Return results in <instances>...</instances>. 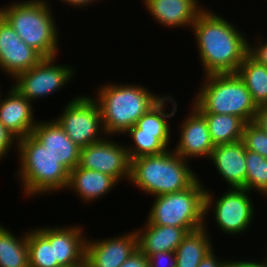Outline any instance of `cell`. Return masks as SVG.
I'll return each mask as SVG.
<instances>
[{"label": "cell", "mask_w": 267, "mask_h": 267, "mask_svg": "<svg viewBox=\"0 0 267 267\" xmlns=\"http://www.w3.org/2000/svg\"><path fill=\"white\" fill-rule=\"evenodd\" d=\"M206 7L192 25L204 75L237 73L249 51L246 33Z\"/></svg>", "instance_id": "1"}, {"label": "cell", "mask_w": 267, "mask_h": 267, "mask_svg": "<svg viewBox=\"0 0 267 267\" xmlns=\"http://www.w3.org/2000/svg\"><path fill=\"white\" fill-rule=\"evenodd\" d=\"M93 97L100 107L105 134H124L164 95H156L143 85H100Z\"/></svg>", "instance_id": "2"}, {"label": "cell", "mask_w": 267, "mask_h": 267, "mask_svg": "<svg viewBox=\"0 0 267 267\" xmlns=\"http://www.w3.org/2000/svg\"><path fill=\"white\" fill-rule=\"evenodd\" d=\"M187 162L172 148L159 155L133 159L129 182L154 197L182 191L198 179Z\"/></svg>", "instance_id": "3"}, {"label": "cell", "mask_w": 267, "mask_h": 267, "mask_svg": "<svg viewBox=\"0 0 267 267\" xmlns=\"http://www.w3.org/2000/svg\"><path fill=\"white\" fill-rule=\"evenodd\" d=\"M50 8L46 0L14 1L0 7V15L28 46L44 58L58 57L59 34Z\"/></svg>", "instance_id": "4"}, {"label": "cell", "mask_w": 267, "mask_h": 267, "mask_svg": "<svg viewBox=\"0 0 267 267\" xmlns=\"http://www.w3.org/2000/svg\"><path fill=\"white\" fill-rule=\"evenodd\" d=\"M203 79L193 98V106L201 114L233 115L245 123L254 121L257 106L237 73L208 74Z\"/></svg>", "instance_id": "5"}, {"label": "cell", "mask_w": 267, "mask_h": 267, "mask_svg": "<svg viewBox=\"0 0 267 267\" xmlns=\"http://www.w3.org/2000/svg\"><path fill=\"white\" fill-rule=\"evenodd\" d=\"M15 145L20 160L19 172L15 174L18 173L27 197L66 190L69 171L31 134L18 139Z\"/></svg>", "instance_id": "6"}, {"label": "cell", "mask_w": 267, "mask_h": 267, "mask_svg": "<svg viewBox=\"0 0 267 267\" xmlns=\"http://www.w3.org/2000/svg\"><path fill=\"white\" fill-rule=\"evenodd\" d=\"M200 179L190 187L154 197L147 223L186 228L193 232L205 227V187Z\"/></svg>", "instance_id": "7"}, {"label": "cell", "mask_w": 267, "mask_h": 267, "mask_svg": "<svg viewBox=\"0 0 267 267\" xmlns=\"http://www.w3.org/2000/svg\"><path fill=\"white\" fill-rule=\"evenodd\" d=\"M64 108L60 117L54 120L78 147L83 148L104 139L106 135L100 107L92 97L78 96Z\"/></svg>", "instance_id": "8"}, {"label": "cell", "mask_w": 267, "mask_h": 267, "mask_svg": "<svg viewBox=\"0 0 267 267\" xmlns=\"http://www.w3.org/2000/svg\"><path fill=\"white\" fill-rule=\"evenodd\" d=\"M250 193L245 189L229 188L216 201L210 190L205 191V217L213 209L215 224L224 233L241 234L248 229L254 219V206ZM214 207V208H213ZM209 210V211H208Z\"/></svg>", "instance_id": "9"}, {"label": "cell", "mask_w": 267, "mask_h": 267, "mask_svg": "<svg viewBox=\"0 0 267 267\" xmlns=\"http://www.w3.org/2000/svg\"><path fill=\"white\" fill-rule=\"evenodd\" d=\"M56 58H43L36 66L20 73L14 79V88L31 103L61 90L72 80L75 70L69 65L56 64Z\"/></svg>", "instance_id": "10"}, {"label": "cell", "mask_w": 267, "mask_h": 267, "mask_svg": "<svg viewBox=\"0 0 267 267\" xmlns=\"http://www.w3.org/2000/svg\"><path fill=\"white\" fill-rule=\"evenodd\" d=\"M109 138L80 149L78 166L113 177L117 182L130 179L131 160L127 149Z\"/></svg>", "instance_id": "11"}, {"label": "cell", "mask_w": 267, "mask_h": 267, "mask_svg": "<svg viewBox=\"0 0 267 267\" xmlns=\"http://www.w3.org/2000/svg\"><path fill=\"white\" fill-rule=\"evenodd\" d=\"M44 57L28 46L0 15V68L15 79L36 66Z\"/></svg>", "instance_id": "12"}, {"label": "cell", "mask_w": 267, "mask_h": 267, "mask_svg": "<svg viewBox=\"0 0 267 267\" xmlns=\"http://www.w3.org/2000/svg\"><path fill=\"white\" fill-rule=\"evenodd\" d=\"M113 238L86 240L85 259L89 267H120L137 249L135 230Z\"/></svg>", "instance_id": "13"}, {"label": "cell", "mask_w": 267, "mask_h": 267, "mask_svg": "<svg viewBox=\"0 0 267 267\" xmlns=\"http://www.w3.org/2000/svg\"><path fill=\"white\" fill-rule=\"evenodd\" d=\"M180 124V137L174 151L183 159L209 158L214 144L211 141L205 117L194 107Z\"/></svg>", "instance_id": "14"}, {"label": "cell", "mask_w": 267, "mask_h": 267, "mask_svg": "<svg viewBox=\"0 0 267 267\" xmlns=\"http://www.w3.org/2000/svg\"><path fill=\"white\" fill-rule=\"evenodd\" d=\"M31 135L69 172L79 163L78 147L53 119L37 122Z\"/></svg>", "instance_id": "15"}, {"label": "cell", "mask_w": 267, "mask_h": 267, "mask_svg": "<svg viewBox=\"0 0 267 267\" xmlns=\"http://www.w3.org/2000/svg\"><path fill=\"white\" fill-rule=\"evenodd\" d=\"M50 243H54L58 266H72L85 259L86 235L81 226L36 228Z\"/></svg>", "instance_id": "16"}, {"label": "cell", "mask_w": 267, "mask_h": 267, "mask_svg": "<svg viewBox=\"0 0 267 267\" xmlns=\"http://www.w3.org/2000/svg\"><path fill=\"white\" fill-rule=\"evenodd\" d=\"M6 95L0 93V122L18 139L30 135L38 122L34 119L32 103L14 86Z\"/></svg>", "instance_id": "17"}, {"label": "cell", "mask_w": 267, "mask_h": 267, "mask_svg": "<svg viewBox=\"0 0 267 267\" xmlns=\"http://www.w3.org/2000/svg\"><path fill=\"white\" fill-rule=\"evenodd\" d=\"M246 148L241 140L214 145L209 159L229 188L245 189Z\"/></svg>", "instance_id": "18"}, {"label": "cell", "mask_w": 267, "mask_h": 267, "mask_svg": "<svg viewBox=\"0 0 267 267\" xmlns=\"http://www.w3.org/2000/svg\"><path fill=\"white\" fill-rule=\"evenodd\" d=\"M148 12L163 27H190L204 9L198 0H143ZM190 25V26H189Z\"/></svg>", "instance_id": "19"}, {"label": "cell", "mask_w": 267, "mask_h": 267, "mask_svg": "<svg viewBox=\"0 0 267 267\" xmlns=\"http://www.w3.org/2000/svg\"><path fill=\"white\" fill-rule=\"evenodd\" d=\"M169 100V101H168ZM173 103L171 113H166V103ZM166 105V106H165ZM165 107V109H164ZM177 112V102L172 95H164L152 108H150L134 126L124 134H138L155 136L167 149L171 140L169 120Z\"/></svg>", "instance_id": "20"}, {"label": "cell", "mask_w": 267, "mask_h": 267, "mask_svg": "<svg viewBox=\"0 0 267 267\" xmlns=\"http://www.w3.org/2000/svg\"><path fill=\"white\" fill-rule=\"evenodd\" d=\"M118 182L111 176L78 165L69 172L66 189L74 191L85 203L104 197Z\"/></svg>", "instance_id": "21"}, {"label": "cell", "mask_w": 267, "mask_h": 267, "mask_svg": "<svg viewBox=\"0 0 267 267\" xmlns=\"http://www.w3.org/2000/svg\"><path fill=\"white\" fill-rule=\"evenodd\" d=\"M144 227L135 230L138 249L148 258L154 253L175 251L183 238L189 233L186 228L159 226L146 222Z\"/></svg>", "instance_id": "22"}, {"label": "cell", "mask_w": 267, "mask_h": 267, "mask_svg": "<svg viewBox=\"0 0 267 267\" xmlns=\"http://www.w3.org/2000/svg\"><path fill=\"white\" fill-rule=\"evenodd\" d=\"M205 227L189 232L175 250L176 267H198L201 260L213 250V243ZM207 229V230H206Z\"/></svg>", "instance_id": "23"}, {"label": "cell", "mask_w": 267, "mask_h": 267, "mask_svg": "<svg viewBox=\"0 0 267 267\" xmlns=\"http://www.w3.org/2000/svg\"><path fill=\"white\" fill-rule=\"evenodd\" d=\"M238 76L244 81L256 106L267 103V67L249 53L240 64Z\"/></svg>", "instance_id": "24"}, {"label": "cell", "mask_w": 267, "mask_h": 267, "mask_svg": "<svg viewBox=\"0 0 267 267\" xmlns=\"http://www.w3.org/2000/svg\"><path fill=\"white\" fill-rule=\"evenodd\" d=\"M207 122L214 145L236 142L242 139L245 122L238 116L202 114Z\"/></svg>", "instance_id": "25"}, {"label": "cell", "mask_w": 267, "mask_h": 267, "mask_svg": "<svg viewBox=\"0 0 267 267\" xmlns=\"http://www.w3.org/2000/svg\"><path fill=\"white\" fill-rule=\"evenodd\" d=\"M0 267H29L27 232L17 238L0 224Z\"/></svg>", "instance_id": "26"}, {"label": "cell", "mask_w": 267, "mask_h": 267, "mask_svg": "<svg viewBox=\"0 0 267 267\" xmlns=\"http://www.w3.org/2000/svg\"><path fill=\"white\" fill-rule=\"evenodd\" d=\"M29 267H58L54 243H50L36 228L27 232Z\"/></svg>", "instance_id": "27"}, {"label": "cell", "mask_w": 267, "mask_h": 267, "mask_svg": "<svg viewBox=\"0 0 267 267\" xmlns=\"http://www.w3.org/2000/svg\"><path fill=\"white\" fill-rule=\"evenodd\" d=\"M245 190H256L267 196V159L260 154L246 149Z\"/></svg>", "instance_id": "28"}, {"label": "cell", "mask_w": 267, "mask_h": 267, "mask_svg": "<svg viewBox=\"0 0 267 267\" xmlns=\"http://www.w3.org/2000/svg\"><path fill=\"white\" fill-rule=\"evenodd\" d=\"M133 141V145H126L130 160L142 157L159 155L164 153L167 148L155 137L138 134H128Z\"/></svg>", "instance_id": "29"}, {"label": "cell", "mask_w": 267, "mask_h": 267, "mask_svg": "<svg viewBox=\"0 0 267 267\" xmlns=\"http://www.w3.org/2000/svg\"><path fill=\"white\" fill-rule=\"evenodd\" d=\"M241 141L247 150L256 152L267 159V133L254 122L245 124Z\"/></svg>", "instance_id": "30"}, {"label": "cell", "mask_w": 267, "mask_h": 267, "mask_svg": "<svg viewBox=\"0 0 267 267\" xmlns=\"http://www.w3.org/2000/svg\"><path fill=\"white\" fill-rule=\"evenodd\" d=\"M149 267H176L175 251L157 252L148 257Z\"/></svg>", "instance_id": "31"}, {"label": "cell", "mask_w": 267, "mask_h": 267, "mask_svg": "<svg viewBox=\"0 0 267 267\" xmlns=\"http://www.w3.org/2000/svg\"><path fill=\"white\" fill-rule=\"evenodd\" d=\"M16 142L18 143V138L0 122V160L6 157L5 155L8 154V151Z\"/></svg>", "instance_id": "32"}, {"label": "cell", "mask_w": 267, "mask_h": 267, "mask_svg": "<svg viewBox=\"0 0 267 267\" xmlns=\"http://www.w3.org/2000/svg\"><path fill=\"white\" fill-rule=\"evenodd\" d=\"M262 37H258L255 42L256 45H250L249 42V51L248 53L260 64H263L267 67V41L261 39ZM262 40V41H261Z\"/></svg>", "instance_id": "33"}, {"label": "cell", "mask_w": 267, "mask_h": 267, "mask_svg": "<svg viewBox=\"0 0 267 267\" xmlns=\"http://www.w3.org/2000/svg\"><path fill=\"white\" fill-rule=\"evenodd\" d=\"M120 267H149L148 258L137 249Z\"/></svg>", "instance_id": "34"}, {"label": "cell", "mask_w": 267, "mask_h": 267, "mask_svg": "<svg viewBox=\"0 0 267 267\" xmlns=\"http://www.w3.org/2000/svg\"><path fill=\"white\" fill-rule=\"evenodd\" d=\"M213 249L202 260L198 267H226L227 260L217 258Z\"/></svg>", "instance_id": "35"}, {"label": "cell", "mask_w": 267, "mask_h": 267, "mask_svg": "<svg viewBox=\"0 0 267 267\" xmlns=\"http://www.w3.org/2000/svg\"><path fill=\"white\" fill-rule=\"evenodd\" d=\"M253 122L267 133V103L257 106Z\"/></svg>", "instance_id": "36"}, {"label": "cell", "mask_w": 267, "mask_h": 267, "mask_svg": "<svg viewBox=\"0 0 267 267\" xmlns=\"http://www.w3.org/2000/svg\"><path fill=\"white\" fill-rule=\"evenodd\" d=\"M226 267H267L265 262L263 261H250V260H242L240 261L239 259L236 260V261H232V260H228L227 261V264H226Z\"/></svg>", "instance_id": "37"}, {"label": "cell", "mask_w": 267, "mask_h": 267, "mask_svg": "<svg viewBox=\"0 0 267 267\" xmlns=\"http://www.w3.org/2000/svg\"><path fill=\"white\" fill-rule=\"evenodd\" d=\"M62 2H65V4L67 3L68 5L70 4V6H77L78 8H84L85 6H88L89 4L91 5L92 2L95 3V1L98 0H59Z\"/></svg>", "instance_id": "38"}, {"label": "cell", "mask_w": 267, "mask_h": 267, "mask_svg": "<svg viewBox=\"0 0 267 267\" xmlns=\"http://www.w3.org/2000/svg\"><path fill=\"white\" fill-rule=\"evenodd\" d=\"M66 267H89V265H88L86 259H84L80 263H77V264L72 265V266H66Z\"/></svg>", "instance_id": "39"}]
</instances>
